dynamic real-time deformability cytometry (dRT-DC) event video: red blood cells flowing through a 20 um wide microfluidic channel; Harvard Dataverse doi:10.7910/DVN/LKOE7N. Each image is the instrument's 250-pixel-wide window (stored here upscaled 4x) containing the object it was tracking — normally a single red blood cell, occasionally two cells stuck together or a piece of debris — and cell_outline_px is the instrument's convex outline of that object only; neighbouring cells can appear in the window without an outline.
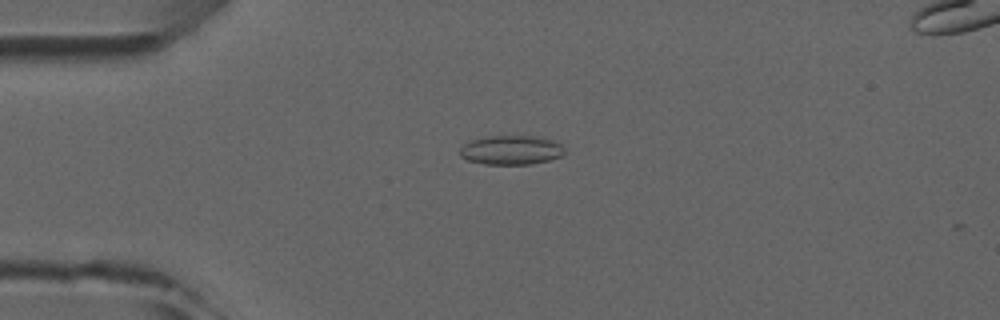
{"species": "common noctule bat (a hibernating species)", "species_latin": "Nyctalus noctula", "temperature_condition": "room temperature", "stored_images_in_passage": 6, "camera_frame_rate_fps": 3000, "um_per_image_px": 0.085, "animal": {"sex": "male", "forearm_length_mm": 52.5}, "frame": {"image": 1, "passage_image": 4, "time_ms": 3.333, "image_size_px": [1000, 320], "cell_outline_px": [[564, 156], [548, 160], [528, 164], [484, 164], [468, 160], [460, 156], [460, 148], [464, 144], [472, 140], [488, 136], [544, 136], [556, 140], [564, 148]], "centroid_in_image_um": [43.49, 12.74], "position_along_channel_um": 41.5, "area_um2": 17.98}}
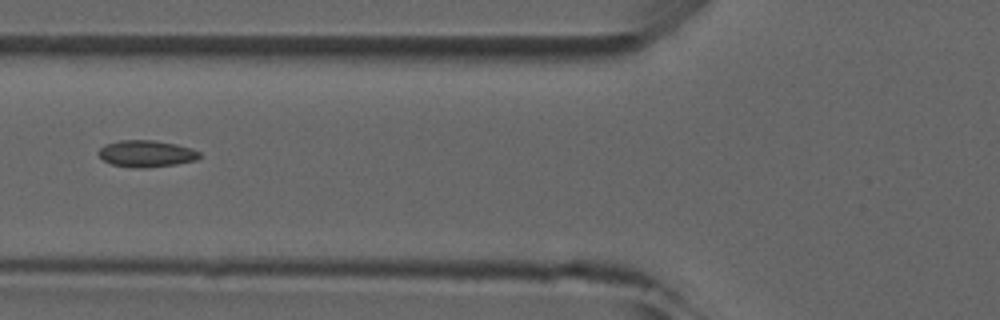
{"frame": {"image": 2, "passage_image": 6, "time_ms": 5.667, "image_size_px": [1000, 320], "cell_outline_px": [[200, 156], [196, 160], [176, 164], [144, 168], [140, 168], [112, 164], [104, 160], [96, 152], [104, 144], [120, 140], [156, 140], [176, 144], [192, 148], [200, 152]], "centroid_in_image_um": [12.44, 13.04], "position_along_channel_um": 113.4, "area_um2": 15.72}}